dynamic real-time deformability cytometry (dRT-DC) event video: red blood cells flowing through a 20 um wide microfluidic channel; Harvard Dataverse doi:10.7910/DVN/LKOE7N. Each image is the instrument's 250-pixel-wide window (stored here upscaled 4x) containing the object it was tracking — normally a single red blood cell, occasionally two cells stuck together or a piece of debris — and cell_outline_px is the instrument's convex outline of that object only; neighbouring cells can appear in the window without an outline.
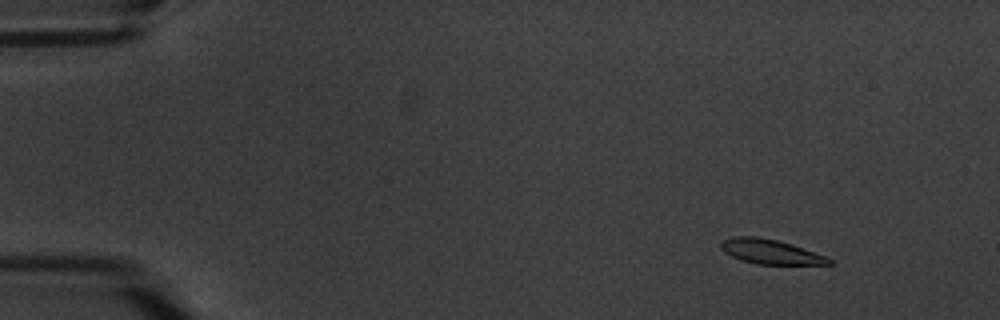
{"species": "common noctule bat (a hibernating species)", "species_latin": "Nyctalus noctula", "temperature_condition": "warm", "stored_images_in_passage": 5, "camera_frame_rate_fps": 3000, "um_per_image_px": 0.085, "animal": {"sex": "male", "body_mass_g": 20.1, "forearm_length_mm": 53.5}, "frame": {"image": 1, "passage_image": 1, "time_ms": 0.0, "image_size_px": [1000, 320], "cell_outline_px": [[832, 264], [756, 264], [740, 260], [724, 252], [720, 248], [720, 240], [736, 236], [760, 236], [792, 244], [828, 256], [832, 260]], "centroid_in_image_um": [65.47, 21.38], "position_along_channel_um": 19.5, "area_um2": 15.66}}
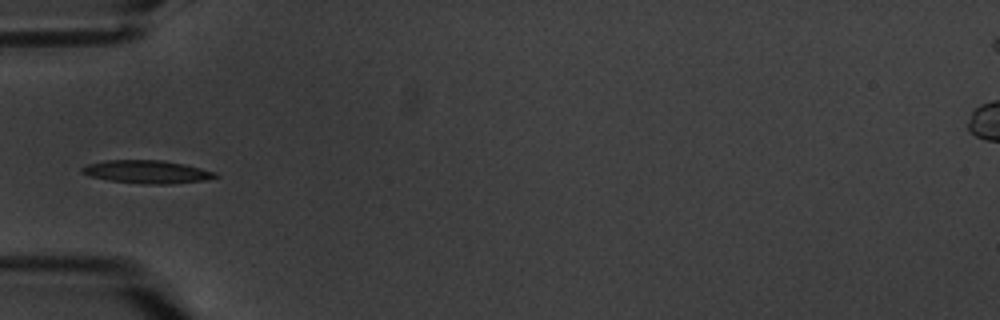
{"frame": {"image": 2, "passage_image": 5, "time_ms": 4.667, "image_size_px": [1000, 320], "cell_outline_px": [[220, 176], [208, 180], [172, 184], [144, 184], [108, 180], [88, 176], [80, 172], [80, 168], [88, 164], [104, 160], [164, 160], [184, 164], [216, 172]], "centroid_in_image_um": [12.5, 14.61], "position_along_channel_um": 72.5, "area_um2": 18.15}}